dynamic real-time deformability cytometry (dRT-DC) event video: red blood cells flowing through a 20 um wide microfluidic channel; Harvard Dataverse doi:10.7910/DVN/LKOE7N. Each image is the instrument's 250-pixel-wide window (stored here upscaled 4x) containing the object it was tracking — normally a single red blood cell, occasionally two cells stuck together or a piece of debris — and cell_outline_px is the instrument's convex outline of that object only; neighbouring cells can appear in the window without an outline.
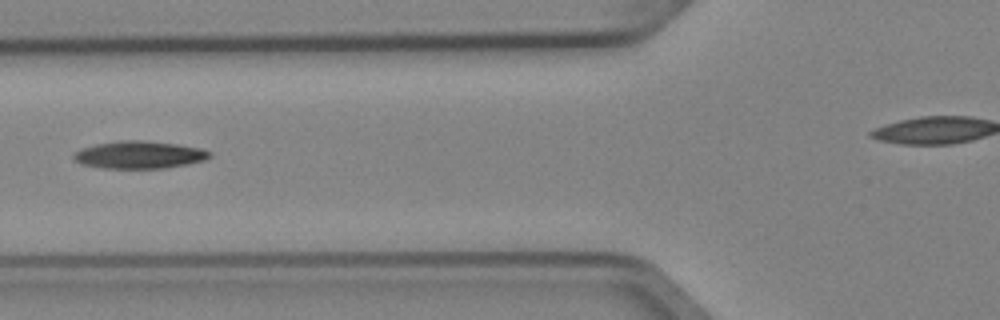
{"species": "Egyptian fruit bat (a non-hibernating species)", "species_latin": "Rousettus aegyptiacus", "temperature_condition": "cold", "stored_images_in_passage": 5, "camera_frame_rate_fps": 3000, "um_per_image_px": 0.085, "animal": {"sex": "female"}, "frame": {"image": 1, "passage_image": 4, "time_ms": 1.0, "image_size_px": [1000, 320], "cell_outline_px": [[212, 156], [204, 160], [188, 164], [164, 168], [104, 168], [80, 164], [72, 156], [80, 148], [96, 144], [120, 140], [140, 140], [176, 144], [200, 148], [212, 152]], "centroid_in_image_um": [11.84, 13.16], "position_along_channel_um": 114.0, "area_um2": 21.73}}
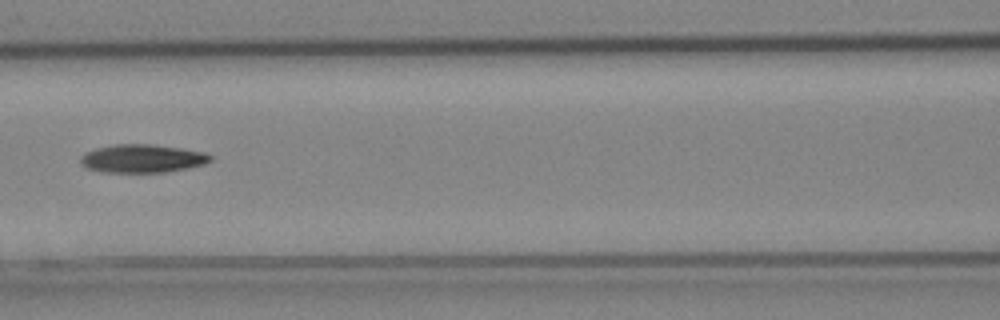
{"frame": {"image": 2, "passage_image": 5, "time_ms": 1.333, "image_size_px": [1000, 320], "cell_outline_px": [[212, 160], [204, 164], [188, 168], [164, 172], [104, 172], [88, 168], [80, 164], [80, 156], [84, 152], [96, 148], [116, 144], [152, 144], [180, 148], [204, 152], [212, 156]], "centroid_in_image_um": [12.08, 13.47], "position_along_channel_um": 154.5, "area_um2": 21.39}}